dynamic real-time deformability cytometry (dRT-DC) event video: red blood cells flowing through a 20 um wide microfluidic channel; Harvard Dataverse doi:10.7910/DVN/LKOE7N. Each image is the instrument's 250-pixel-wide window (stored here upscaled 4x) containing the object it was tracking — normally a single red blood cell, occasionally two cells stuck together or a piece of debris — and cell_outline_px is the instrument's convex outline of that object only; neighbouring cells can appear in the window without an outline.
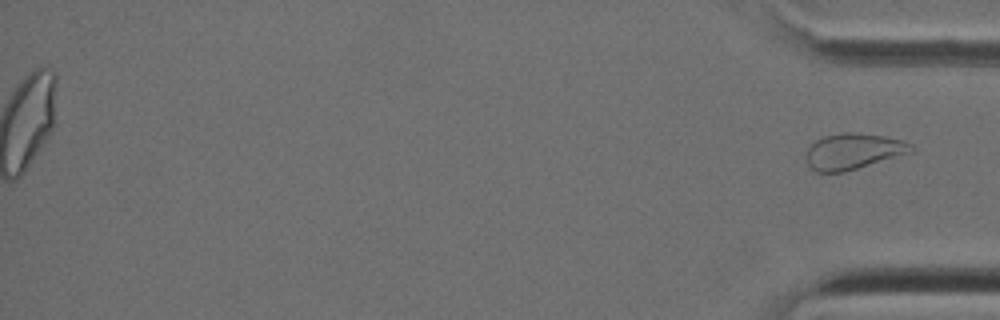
{"species": "Egyptian fruit bat (a non-hibernating species)", "species_latin": "Rousettus aegyptiacus", "temperature_condition": "cold", "stored_images_in_passage": 35, "segment_of_instrument_passage": [2, 2], "camera_frame_rate_fps": 3000, "um_per_image_px": 0.085, "animal": {"sex": "female"}, "frame": {"image": 1, "passage_image": 35, "time_ms": 11.333, "image_size_px": [1000, 320], "cell_outline_px": [[916, 148], [912, 152], [844, 172], [816, 172], [808, 164], [808, 148], [816, 140], [824, 136], [840, 132], [852, 132], [884, 136], [900, 140], [912, 144]], "centroid_in_image_um": [72.55, 12.85], "position_along_channel_um": 362.7, "area_um2": 21.73}}